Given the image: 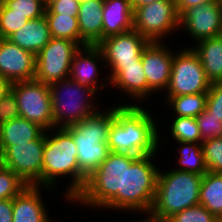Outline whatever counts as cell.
Instances as JSON below:
<instances>
[{
  "label": "cell",
  "instance_id": "30",
  "mask_svg": "<svg viewBox=\"0 0 222 222\" xmlns=\"http://www.w3.org/2000/svg\"><path fill=\"white\" fill-rule=\"evenodd\" d=\"M9 13H19L28 20H34L45 15L46 0H4Z\"/></svg>",
  "mask_w": 222,
  "mask_h": 222
},
{
  "label": "cell",
  "instance_id": "3",
  "mask_svg": "<svg viewBox=\"0 0 222 222\" xmlns=\"http://www.w3.org/2000/svg\"><path fill=\"white\" fill-rule=\"evenodd\" d=\"M52 136L49 130L45 131L42 177L40 186L52 189L56 179L69 176L66 199L72 201L84 187L87 176L80 170L77 161V148L72 135L65 128H55ZM50 134V135H48Z\"/></svg>",
  "mask_w": 222,
  "mask_h": 222
},
{
  "label": "cell",
  "instance_id": "32",
  "mask_svg": "<svg viewBox=\"0 0 222 222\" xmlns=\"http://www.w3.org/2000/svg\"><path fill=\"white\" fill-rule=\"evenodd\" d=\"M27 21L29 20L22 14L9 13V8L0 2V38L7 39L22 28Z\"/></svg>",
  "mask_w": 222,
  "mask_h": 222
},
{
  "label": "cell",
  "instance_id": "39",
  "mask_svg": "<svg viewBox=\"0 0 222 222\" xmlns=\"http://www.w3.org/2000/svg\"><path fill=\"white\" fill-rule=\"evenodd\" d=\"M13 199L0 200V222H13Z\"/></svg>",
  "mask_w": 222,
  "mask_h": 222
},
{
  "label": "cell",
  "instance_id": "28",
  "mask_svg": "<svg viewBox=\"0 0 222 222\" xmlns=\"http://www.w3.org/2000/svg\"><path fill=\"white\" fill-rule=\"evenodd\" d=\"M51 37L64 38L80 46L78 18L69 15L45 14Z\"/></svg>",
  "mask_w": 222,
  "mask_h": 222
},
{
  "label": "cell",
  "instance_id": "43",
  "mask_svg": "<svg viewBox=\"0 0 222 222\" xmlns=\"http://www.w3.org/2000/svg\"><path fill=\"white\" fill-rule=\"evenodd\" d=\"M153 1H156V0H131L132 6H133V9H134V10H135L137 7L150 4V3H152Z\"/></svg>",
  "mask_w": 222,
  "mask_h": 222
},
{
  "label": "cell",
  "instance_id": "5",
  "mask_svg": "<svg viewBox=\"0 0 222 222\" xmlns=\"http://www.w3.org/2000/svg\"><path fill=\"white\" fill-rule=\"evenodd\" d=\"M202 175L179 171L159 170L156 196L151 211L167 221L174 214L198 205Z\"/></svg>",
  "mask_w": 222,
  "mask_h": 222
},
{
  "label": "cell",
  "instance_id": "19",
  "mask_svg": "<svg viewBox=\"0 0 222 222\" xmlns=\"http://www.w3.org/2000/svg\"><path fill=\"white\" fill-rule=\"evenodd\" d=\"M41 188L27 185L13 198V222H51L41 197Z\"/></svg>",
  "mask_w": 222,
  "mask_h": 222
},
{
  "label": "cell",
  "instance_id": "14",
  "mask_svg": "<svg viewBox=\"0 0 222 222\" xmlns=\"http://www.w3.org/2000/svg\"><path fill=\"white\" fill-rule=\"evenodd\" d=\"M148 43L141 34L132 30L108 36L98 46L102 50L106 65H130L141 60V54Z\"/></svg>",
  "mask_w": 222,
  "mask_h": 222
},
{
  "label": "cell",
  "instance_id": "2",
  "mask_svg": "<svg viewBox=\"0 0 222 222\" xmlns=\"http://www.w3.org/2000/svg\"><path fill=\"white\" fill-rule=\"evenodd\" d=\"M155 155L137 157L124 153L123 193H117L102 209L151 211L159 173L156 163L152 162Z\"/></svg>",
  "mask_w": 222,
  "mask_h": 222
},
{
  "label": "cell",
  "instance_id": "11",
  "mask_svg": "<svg viewBox=\"0 0 222 222\" xmlns=\"http://www.w3.org/2000/svg\"><path fill=\"white\" fill-rule=\"evenodd\" d=\"M79 48L76 42L69 39L51 37L36 55L34 79L50 85L69 78L70 66Z\"/></svg>",
  "mask_w": 222,
  "mask_h": 222
},
{
  "label": "cell",
  "instance_id": "42",
  "mask_svg": "<svg viewBox=\"0 0 222 222\" xmlns=\"http://www.w3.org/2000/svg\"><path fill=\"white\" fill-rule=\"evenodd\" d=\"M147 215H149V217L147 216V220L146 219H139V221H134V222H167L165 220H162L160 217L156 216L152 211H148L146 212Z\"/></svg>",
  "mask_w": 222,
  "mask_h": 222
},
{
  "label": "cell",
  "instance_id": "38",
  "mask_svg": "<svg viewBox=\"0 0 222 222\" xmlns=\"http://www.w3.org/2000/svg\"><path fill=\"white\" fill-rule=\"evenodd\" d=\"M19 117L18 103L14 94L9 91L0 100V125Z\"/></svg>",
  "mask_w": 222,
  "mask_h": 222
},
{
  "label": "cell",
  "instance_id": "9",
  "mask_svg": "<svg viewBox=\"0 0 222 222\" xmlns=\"http://www.w3.org/2000/svg\"><path fill=\"white\" fill-rule=\"evenodd\" d=\"M19 107L20 117L37 123L46 131L54 128L50 86L39 80H25L11 83Z\"/></svg>",
  "mask_w": 222,
  "mask_h": 222
},
{
  "label": "cell",
  "instance_id": "22",
  "mask_svg": "<svg viewBox=\"0 0 222 222\" xmlns=\"http://www.w3.org/2000/svg\"><path fill=\"white\" fill-rule=\"evenodd\" d=\"M11 43L33 53L35 56L51 39L50 30L45 15L29 20L27 23L7 38Z\"/></svg>",
  "mask_w": 222,
  "mask_h": 222
},
{
  "label": "cell",
  "instance_id": "17",
  "mask_svg": "<svg viewBox=\"0 0 222 222\" xmlns=\"http://www.w3.org/2000/svg\"><path fill=\"white\" fill-rule=\"evenodd\" d=\"M110 67L109 78L102 80L107 84H111L136 101L150 97L151 93H155L147 84L145 71L141 60L137 64L130 65H105ZM110 82V83H109Z\"/></svg>",
  "mask_w": 222,
  "mask_h": 222
},
{
  "label": "cell",
  "instance_id": "44",
  "mask_svg": "<svg viewBox=\"0 0 222 222\" xmlns=\"http://www.w3.org/2000/svg\"><path fill=\"white\" fill-rule=\"evenodd\" d=\"M6 168L5 151L0 147V171Z\"/></svg>",
  "mask_w": 222,
  "mask_h": 222
},
{
  "label": "cell",
  "instance_id": "6",
  "mask_svg": "<svg viewBox=\"0 0 222 222\" xmlns=\"http://www.w3.org/2000/svg\"><path fill=\"white\" fill-rule=\"evenodd\" d=\"M49 86L54 128L72 126L96 111L97 105L92 96L97 93L92 89L70 78L53 82Z\"/></svg>",
  "mask_w": 222,
  "mask_h": 222
},
{
  "label": "cell",
  "instance_id": "12",
  "mask_svg": "<svg viewBox=\"0 0 222 222\" xmlns=\"http://www.w3.org/2000/svg\"><path fill=\"white\" fill-rule=\"evenodd\" d=\"M44 144L45 132L38 139L30 142L0 145L5 151L6 168L11 169L27 185L40 187Z\"/></svg>",
  "mask_w": 222,
  "mask_h": 222
},
{
  "label": "cell",
  "instance_id": "21",
  "mask_svg": "<svg viewBox=\"0 0 222 222\" xmlns=\"http://www.w3.org/2000/svg\"><path fill=\"white\" fill-rule=\"evenodd\" d=\"M134 9L131 0H104L103 39L133 30Z\"/></svg>",
  "mask_w": 222,
  "mask_h": 222
},
{
  "label": "cell",
  "instance_id": "33",
  "mask_svg": "<svg viewBox=\"0 0 222 222\" xmlns=\"http://www.w3.org/2000/svg\"><path fill=\"white\" fill-rule=\"evenodd\" d=\"M27 184L11 169L0 171V200L13 199Z\"/></svg>",
  "mask_w": 222,
  "mask_h": 222
},
{
  "label": "cell",
  "instance_id": "34",
  "mask_svg": "<svg viewBox=\"0 0 222 222\" xmlns=\"http://www.w3.org/2000/svg\"><path fill=\"white\" fill-rule=\"evenodd\" d=\"M216 218L203 205L198 204L174 214L167 222H216Z\"/></svg>",
  "mask_w": 222,
  "mask_h": 222
},
{
  "label": "cell",
  "instance_id": "25",
  "mask_svg": "<svg viewBox=\"0 0 222 222\" xmlns=\"http://www.w3.org/2000/svg\"><path fill=\"white\" fill-rule=\"evenodd\" d=\"M199 204L216 217L222 215V173L208 171L203 175Z\"/></svg>",
  "mask_w": 222,
  "mask_h": 222
},
{
  "label": "cell",
  "instance_id": "7",
  "mask_svg": "<svg viewBox=\"0 0 222 222\" xmlns=\"http://www.w3.org/2000/svg\"><path fill=\"white\" fill-rule=\"evenodd\" d=\"M124 153L110 151L72 200L85 206L103 208L117 193H123Z\"/></svg>",
  "mask_w": 222,
  "mask_h": 222
},
{
  "label": "cell",
  "instance_id": "31",
  "mask_svg": "<svg viewBox=\"0 0 222 222\" xmlns=\"http://www.w3.org/2000/svg\"><path fill=\"white\" fill-rule=\"evenodd\" d=\"M202 150L207 170L222 173V139L215 137L202 142Z\"/></svg>",
  "mask_w": 222,
  "mask_h": 222
},
{
  "label": "cell",
  "instance_id": "16",
  "mask_svg": "<svg viewBox=\"0 0 222 222\" xmlns=\"http://www.w3.org/2000/svg\"><path fill=\"white\" fill-rule=\"evenodd\" d=\"M36 56L8 39L0 38V75L10 83L35 77Z\"/></svg>",
  "mask_w": 222,
  "mask_h": 222
},
{
  "label": "cell",
  "instance_id": "15",
  "mask_svg": "<svg viewBox=\"0 0 222 222\" xmlns=\"http://www.w3.org/2000/svg\"><path fill=\"white\" fill-rule=\"evenodd\" d=\"M170 49V50H169ZM174 51L160 42H149L141 54L148 86L154 91L167 89L170 82Z\"/></svg>",
  "mask_w": 222,
  "mask_h": 222
},
{
  "label": "cell",
  "instance_id": "24",
  "mask_svg": "<svg viewBox=\"0 0 222 222\" xmlns=\"http://www.w3.org/2000/svg\"><path fill=\"white\" fill-rule=\"evenodd\" d=\"M46 130L22 117L0 125V145H15L38 139Z\"/></svg>",
  "mask_w": 222,
  "mask_h": 222
},
{
  "label": "cell",
  "instance_id": "41",
  "mask_svg": "<svg viewBox=\"0 0 222 222\" xmlns=\"http://www.w3.org/2000/svg\"><path fill=\"white\" fill-rule=\"evenodd\" d=\"M11 83L0 75V100L10 91Z\"/></svg>",
  "mask_w": 222,
  "mask_h": 222
},
{
  "label": "cell",
  "instance_id": "45",
  "mask_svg": "<svg viewBox=\"0 0 222 222\" xmlns=\"http://www.w3.org/2000/svg\"><path fill=\"white\" fill-rule=\"evenodd\" d=\"M216 222H222V215H220L216 218Z\"/></svg>",
  "mask_w": 222,
  "mask_h": 222
},
{
  "label": "cell",
  "instance_id": "37",
  "mask_svg": "<svg viewBox=\"0 0 222 222\" xmlns=\"http://www.w3.org/2000/svg\"><path fill=\"white\" fill-rule=\"evenodd\" d=\"M206 109L222 121V82L211 83L207 92Z\"/></svg>",
  "mask_w": 222,
  "mask_h": 222
},
{
  "label": "cell",
  "instance_id": "8",
  "mask_svg": "<svg viewBox=\"0 0 222 222\" xmlns=\"http://www.w3.org/2000/svg\"><path fill=\"white\" fill-rule=\"evenodd\" d=\"M183 49L177 54L174 51L166 97L207 93L210 89L211 82L206 77L197 53L192 46Z\"/></svg>",
  "mask_w": 222,
  "mask_h": 222
},
{
  "label": "cell",
  "instance_id": "27",
  "mask_svg": "<svg viewBox=\"0 0 222 222\" xmlns=\"http://www.w3.org/2000/svg\"><path fill=\"white\" fill-rule=\"evenodd\" d=\"M166 99L167 105L169 104L175 111V117L196 118L206 108L207 93L166 97Z\"/></svg>",
  "mask_w": 222,
  "mask_h": 222
},
{
  "label": "cell",
  "instance_id": "1",
  "mask_svg": "<svg viewBox=\"0 0 222 222\" xmlns=\"http://www.w3.org/2000/svg\"><path fill=\"white\" fill-rule=\"evenodd\" d=\"M157 122L139 104H121L111 118L108 147L116 153L133 156L157 154L159 144Z\"/></svg>",
  "mask_w": 222,
  "mask_h": 222
},
{
  "label": "cell",
  "instance_id": "29",
  "mask_svg": "<svg viewBox=\"0 0 222 222\" xmlns=\"http://www.w3.org/2000/svg\"><path fill=\"white\" fill-rule=\"evenodd\" d=\"M169 131L175 142H201V133L196 118L173 117Z\"/></svg>",
  "mask_w": 222,
  "mask_h": 222
},
{
  "label": "cell",
  "instance_id": "18",
  "mask_svg": "<svg viewBox=\"0 0 222 222\" xmlns=\"http://www.w3.org/2000/svg\"><path fill=\"white\" fill-rule=\"evenodd\" d=\"M104 62V56L98 45L81 46L75 53L69 71V78L78 84L92 89L95 93L107 84L99 85L98 63Z\"/></svg>",
  "mask_w": 222,
  "mask_h": 222
},
{
  "label": "cell",
  "instance_id": "4",
  "mask_svg": "<svg viewBox=\"0 0 222 222\" xmlns=\"http://www.w3.org/2000/svg\"><path fill=\"white\" fill-rule=\"evenodd\" d=\"M96 110L82 121L65 127L72 135L77 148V161L80 170L88 177L107 158L111 118L114 109ZM103 111V112H102Z\"/></svg>",
  "mask_w": 222,
  "mask_h": 222
},
{
  "label": "cell",
  "instance_id": "23",
  "mask_svg": "<svg viewBox=\"0 0 222 222\" xmlns=\"http://www.w3.org/2000/svg\"><path fill=\"white\" fill-rule=\"evenodd\" d=\"M192 49L200 58L207 79L222 82V37L216 36L199 40Z\"/></svg>",
  "mask_w": 222,
  "mask_h": 222
},
{
  "label": "cell",
  "instance_id": "10",
  "mask_svg": "<svg viewBox=\"0 0 222 222\" xmlns=\"http://www.w3.org/2000/svg\"><path fill=\"white\" fill-rule=\"evenodd\" d=\"M177 29L179 15L175 0H156L134 10L133 30L149 42H160Z\"/></svg>",
  "mask_w": 222,
  "mask_h": 222
},
{
  "label": "cell",
  "instance_id": "26",
  "mask_svg": "<svg viewBox=\"0 0 222 222\" xmlns=\"http://www.w3.org/2000/svg\"><path fill=\"white\" fill-rule=\"evenodd\" d=\"M179 145L178 151L179 166L176 170L204 175L208 172L205 165L202 143L201 142H177Z\"/></svg>",
  "mask_w": 222,
  "mask_h": 222
},
{
  "label": "cell",
  "instance_id": "35",
  "mask_svg": "<svg viewBox=\"0 0 222 222\" xmlns=\"http://www.w3.org/2000/svg\"><path fill=\"white\" fill-rule=\"evenodd\" d=\"M201 133V143L205 140L220 137L222 133V121L205 110L196 117Z\"/></svg>",
  "mask_w": 222,
  "mask_h": 222
},
{
  "label": "cell",
  "instance_id": "13",
  "mask_svg": "<svg viewBox=\"0 0 222 222\" xmlns=\"http://www.w3.org/2000/svg\"><path fill=\"white\" fill-rule=\"evenodd\" d=\"M179 27L184 28L194 41L220 36L222 30V3H210L187 8L179 16Z\"/></svg>",
  "mask_w": 222,
  "mask_h": 222
},
{
  "label": "cell",
  "instance_id": "20",
  "mask_svg": "<svg viewBox=\"0 0 222 222\" xmlns=\"http://www.w3.org/2000/svg\"><path fill=\"white\" fill-rule=\"evenodd\" d=\"M104 0H81L78 12L80 47L98 45L103 40Z\"/></svg>",
  "mask_w": 222,
  "mask_h": 222
},
{
  "label": "cell",
  "instance_id": "36",
  "mask_svg": "<svg viewBox=\"0 0 222 222\" xmlns=\"http://www.w3.org/2000/svg\"><path fill=\"white\" fill-rule=\"evenodd\" d=\"M81 0H46L45 14L77 17Z\"/></svg>",
  "mask_w": 222,
  "mask_h": 222
},
{
  "label": "cell",
  "instance_id": "40",
  "mask_svg": "<svg viewBox=\"0 0 222 222\" xmlns=\"http://www.w3.org/2000/svg\"><path fill=\"white\" fill-rule=\"evenodd\" d=\"M218 0H176V9L180 16L187 8Z\"/></svg>",
  "mask_w": 222,
  "mask_h": 222
}]
</instances>
